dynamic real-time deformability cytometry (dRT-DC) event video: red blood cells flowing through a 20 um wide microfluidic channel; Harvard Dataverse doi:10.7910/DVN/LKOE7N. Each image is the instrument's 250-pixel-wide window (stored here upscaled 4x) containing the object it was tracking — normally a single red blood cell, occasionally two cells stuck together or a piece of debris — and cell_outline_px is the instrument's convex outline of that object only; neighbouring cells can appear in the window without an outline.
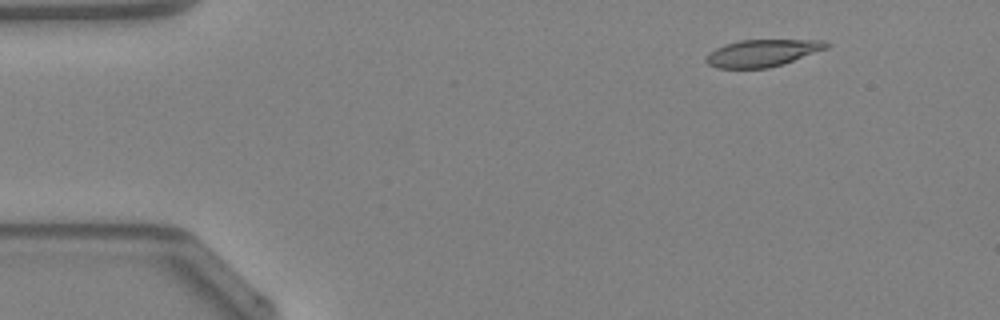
{"species": "Egyptian fruit bat (a non-hibernating species)", "species_latin": "Rousettus aegyptiacus", "temperature_condition": "warm", "stored_images_in_passage": 38, "camera_frame_rate_fps": 3000, "um_per_image_px": 0.085, "animal": {"sex": "female"}, "frame": {"image": 1, "passage_image": 1, "time_ms": 0.0, "image_size_px": [1000, 320], "cell_outline_px": [[832, 44], [828, 48], [784, 64], [768, 68], [716, 68], [708, 64], [704, 60], [716, 48], [724, 44], [740, 40], [824, 40]], "centroid_in_image_um": [64.84, 4.5], "position_along_channel_um": 20.2, "area_um2": 19.02}}
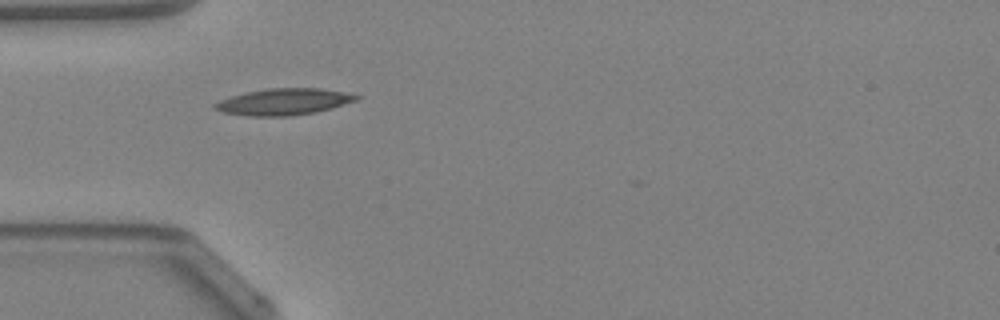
{"frame": {"image": 2, "passage_image": 10, "time_ms": 3.0, "image_size_px": [1000, 320], "cell_outline_px": [[360, 100], [332, 108], [316, 112], [292, 116], [248, 116], [224, 112], [212, 108], [212, 104], [220, 100], [232, 96], [248, 92], [268, 88], [320, 88], [344, 92], [360, 96]], "centroid_in_image_um": [24.14, 8.65], "position_along_channel_um": 60.9, "area_um2": 21.91}}
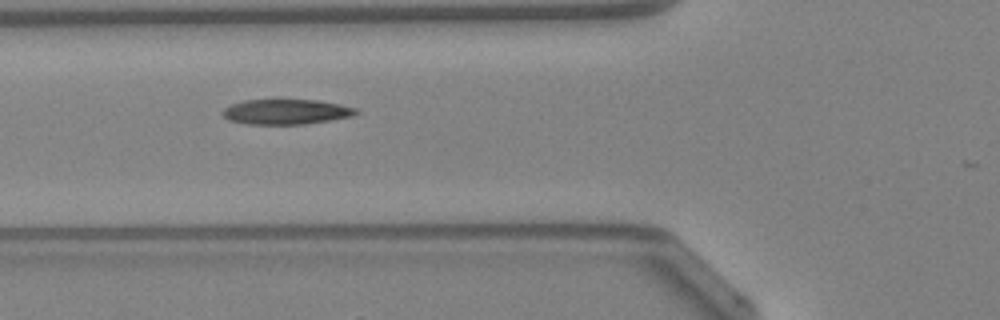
{"frame": {"image": 3, "passage_image": 13, "time_ms": 4.0, "image_size_px": [1000, 320], "cell_outline_px": [[360, 112], [348, 116], [328, 120], [304, 124], [248, 124], [228, 120], [220, 112], [224, 108], [232, 104], [244, 100], [276, 96], [316, 100], [340, 104], [356, 108]], "centroid_in_image_um": [24.24, 9.44], "position_along_channel_um": 101.6, "area_um2": 20.35}, "authors_computed_cell_mechanics": {"area_um2": 19.7387, "velocity_mm_per_s": 4.2849, "shape_relaxation_time_tau1_ms": 6.0557, "shape_relaxation_time_tau2_ms": 1.5708, "deformation_change_tau1": 0.2305, "deformation_change_tau2": 0.0841}}